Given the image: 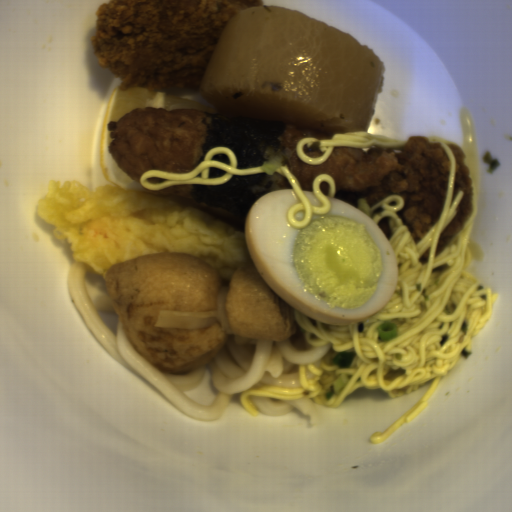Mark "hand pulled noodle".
Listing matches in <instances>:
<instances>
[{
  "mask_svg": "<svg viewBox=\"0 0 512 512\" xmlns=\"http://www.w3.org/2000/svg\"><path fill=\"white\" fill-rule=\"evenodd\" d=\"M463 160L472 180V214L438 252L440 235L459 212L464 190L455 193L457 164L449 147L455 144L439 136L427 137L439 143L450 160L442 210L432 227L415 243L410 229L396 213L404 209L400 194H390L373 205L367 198L357 200L358 209L374 220L390 242L398 269V284L387 304L371 317L347 325H327L294 308L297 324L312 347L330 344L329 352L313 364H298L301 387H283L259 381L239 393L242 407L254 418L260 410L251 397L292 401L312 399L317 406L339 408L346 398L363 387L382 389L391 399L417 391L430 382L423 396L382 432L369 435L371 445L385 442L404 423L407 425L428 407L441 378L460 360L464 347L472 351L478 335L493 313L498 290L467 272L475 261L485 259L483 247L471 240L478 214L480 161L471 113L460 112ZM395 322L398 335L381 341L377 327Z\"/></svg>",
  "mask_w": 512,
  "mask_h": 512,
  "instance_id": "1",
  "label": "hand pulled noodle"
},
{
  "mask_svg": "<svg viewBox=\"0 0 512 512\" xmlns=\"http://www.w3.org/2000/svg\"><path fill=\"white\" fill-rule=\"evenodd\" d=\"M226 153L230 158V164L223 160H211L215 155ZM226 170L222 176L209 178V168ZM238 158L235 152L226 146L210 148L200 162L190 172H166L158 169H148L139 178L138 183L145 189L153 192L162 191L175 185H199V186H223L232 180L233 176H246L257 173H265L262 165L251 168H238ZM149 177L163 178L164 181L153 184L147 181Z\"/></svg>",
  "mask_w": 512,
  "mask_h": 512,
  "instance_id": "2",
  "label": "hand pulled noodle"
},
{
  "mask_svg": "<svg viewBox=\"0 0 512 512\" xmlns=\"http://www.w3.org/2000/svg\"><path fill=\"white\" fill-rule=\"evenodd\" d=\"M280 176L287 179L293 193L299 202L293 203L287 210L286 219L288 224L294 229L301 231L308 227L313 219V214L326 215L332 212V205L329 198L322 192L320 184L326 182L328 184V196L335 199L337 192L336 181L334 177L328 173H321L312 180V194L319 201V205H313L308 196L305 194L300 180L294 175L288 164H283L276 168ZM303 212V220H297L296 213Z\"/></svg>",
  "mask_w": 512,
  "mask_h": 512,
  "instance_id": "3",
  "label": "hand pulled noodle"
},
{
  "mask_svg": "<svg viewBox=\"0 0 512 512\" xmlns=\"http://www.w3.org/2000/svg\"><path fill=\"white\" fill-rule=\"evenodd\" d=\"M406 139L389 138L384 134H372L370 132H348L334 133L330 139L320 140L314 137H306L299 139L295 145L296 156L300 161L308 166H318L327 161L333 154L334 147H352L356 149H370L371 146L377 147L379 150L402 148L406 143ZM316 145L320 152H323L319 158L306 157L304 146L311 148Z\"/></svg>",
  "mask_w": 512,
  "mask_h": 512,
  "instance_id": "4",
  "label": "hand pulled noodle"
}]
</instances>
